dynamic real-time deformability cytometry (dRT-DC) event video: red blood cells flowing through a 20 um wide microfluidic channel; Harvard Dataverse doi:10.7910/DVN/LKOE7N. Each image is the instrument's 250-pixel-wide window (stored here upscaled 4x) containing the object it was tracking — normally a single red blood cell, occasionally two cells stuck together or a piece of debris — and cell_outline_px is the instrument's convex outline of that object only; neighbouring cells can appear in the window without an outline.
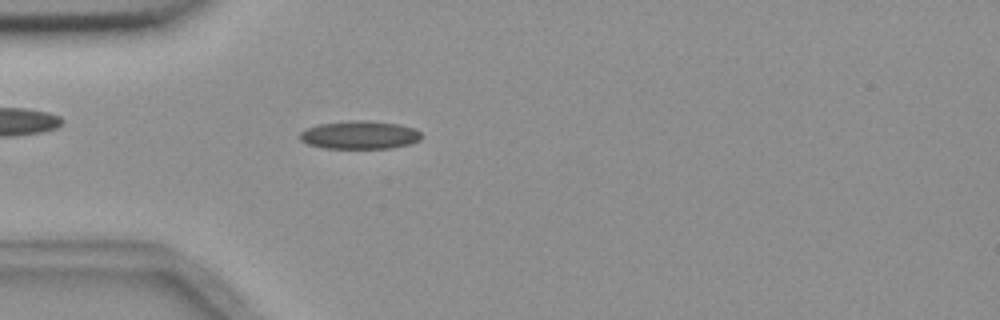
{"species": "common noctule bat (a hibernating species)", "species_latin": "Nyctalus noctula", "temperature_condition": "room temperature", "stored_images_in_passage": 4, "camera_frame_rate_fps": 3000, "um_per_image_px": 0.085, "animal": {"sex": "female", "body_mass_g": 18.4}, "frame": {"image": 1, "passage_image": 4, "time_ms": 3.667, "image_size_px": [1000, 320], "cell_outline_px": [[420, 140], [408, 144], [392, 148], [324, 148], [308, 144], [300, 140], [300, 132], [308, 128], [320, 124], [348, 120], [368, 120], [400, 124], [416, 128], [420, 132]], "centroid_in_image_um": [30.59, 11.46], "position_along_channel_um": 54.4, "area_um2": 20.0}}